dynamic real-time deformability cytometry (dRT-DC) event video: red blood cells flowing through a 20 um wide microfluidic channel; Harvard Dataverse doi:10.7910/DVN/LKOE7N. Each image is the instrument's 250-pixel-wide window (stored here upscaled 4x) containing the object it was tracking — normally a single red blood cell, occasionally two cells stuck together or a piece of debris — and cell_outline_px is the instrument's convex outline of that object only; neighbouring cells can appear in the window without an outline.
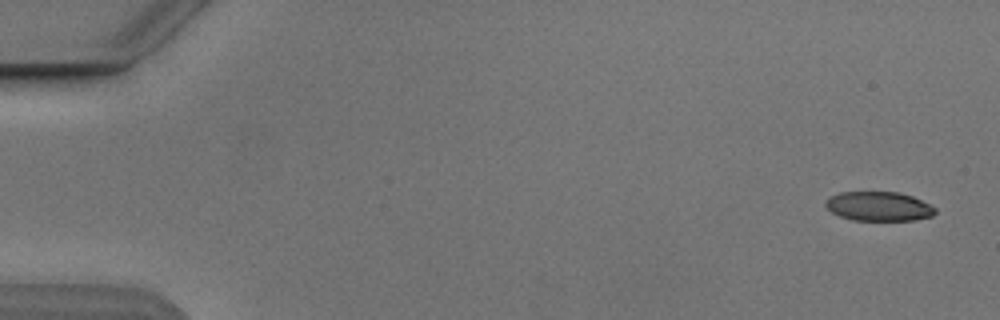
{"species": "Egyptian fruit bat (a non-hibernating species)", "species_latin": "Rousettus aegyptiacus", "temperature_condition": "cold", "stored_images_in_passage": 5, "camera_frame_rate_fps": 3000, "um_per_image_px": 0.085, "animal": {"sex": "male"}, "frame": {"image": 1, "passage_image": 1, "time_ms": 0.0, "image_size_px": [1000, 320], "cell_outline_px": [[936, 212], [932, 216], [916, 220], [852, 220], [840, 216], [832, 212], [824, 204], [832, 196], [840, 192], [896, 192], [912, 196], [936, 208]], "centroid_in_image_um": [74.71, 17.54], "position_along_channel_um": 10.3, "area_um2": 18.5}}
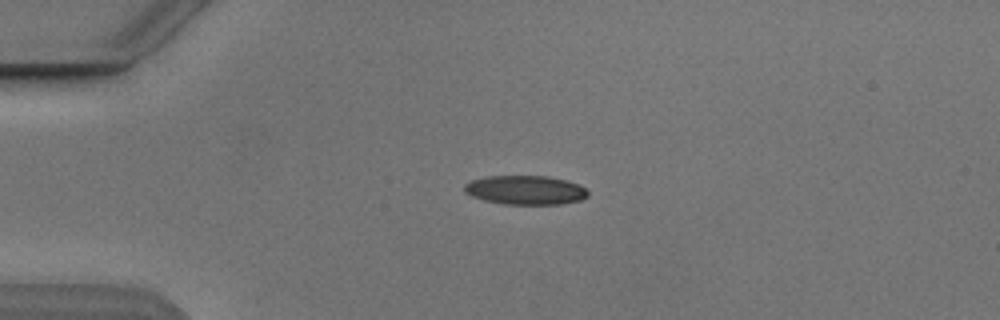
{"frame": {"image": 2, "passage_image": 4, "time_ms": 3.667, "image_size_px": [1000, 320], "cell_outline_px": [[588, 196], [580, 200], [560, 204], [504, 204], [484, 200], [472, 196], [464, 192], [464, 184], [472, 180], [484, 176], [548, 176], [564, 180], [576, 184], [584, 188], [588, 192]], "centroid_in_image_um": [44.62, 16.15], "position_along_channel_um": 40.4, "area_um2": 20.81}}